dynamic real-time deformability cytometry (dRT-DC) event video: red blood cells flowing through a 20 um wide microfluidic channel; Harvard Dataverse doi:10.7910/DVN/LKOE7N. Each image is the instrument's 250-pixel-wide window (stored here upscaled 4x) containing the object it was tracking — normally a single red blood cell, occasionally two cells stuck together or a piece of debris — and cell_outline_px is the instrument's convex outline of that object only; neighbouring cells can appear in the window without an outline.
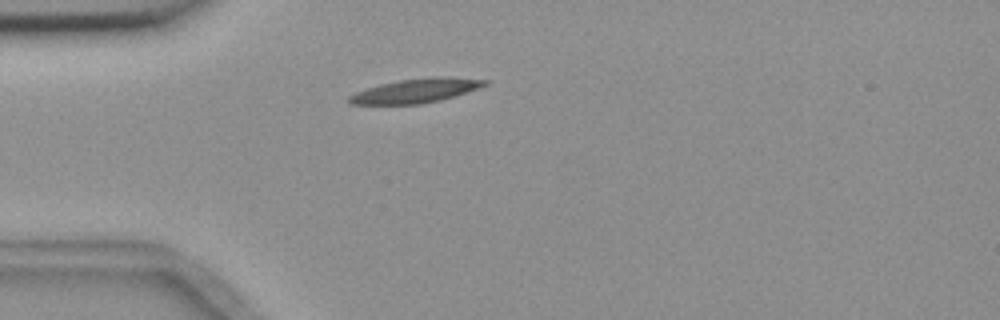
{"species": "common noctule bat (a hibernating species)", "species_latin": "Nyctalus noctula", "temperature_condition": "room temperature", "stored_images_in_passage": 1, "camera_frame_rate_fps": 3000, "um_per_image_px": 0.085, "animal": {"sex": "female", "body_mass_g": 18.4}, "frame": {"image": 1, "passage_image": 1, "time_ms": 0.0, "image_size_px": [1000, 320], "cell_outline_px": [[488, 84], [440, 100], [420, 104], [352, 104], [348, 100], [348, 96], [356, 92], [380, 84], [400, 80], [432, 76], [440, 76], [488, 80]], "centroid_in_image_um": [35.31, 7.7], "position_along_channel_um": 49.7, "area_um2": 18.67}}